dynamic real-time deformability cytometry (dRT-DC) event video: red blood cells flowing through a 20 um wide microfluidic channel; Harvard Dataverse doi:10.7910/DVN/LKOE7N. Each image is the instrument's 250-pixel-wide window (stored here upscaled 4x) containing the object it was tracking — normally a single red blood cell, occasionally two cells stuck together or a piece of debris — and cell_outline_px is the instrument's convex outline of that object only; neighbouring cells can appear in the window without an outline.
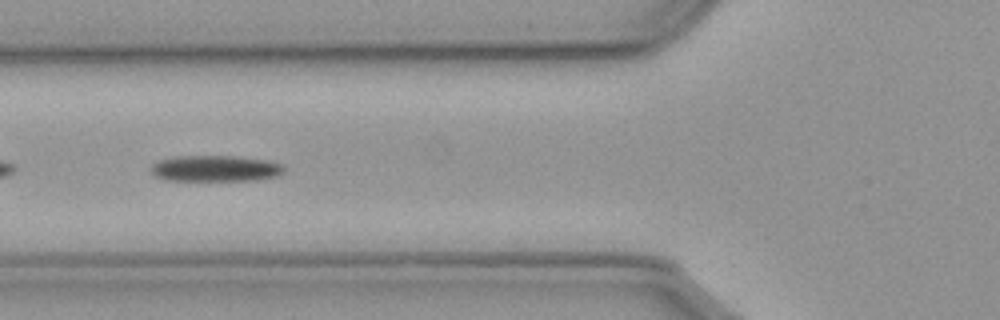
{"species": "common noctule bat (a hibernating species)", "species_latin": "Nyctalus noctula", "temperature_condition": "cold", "stored_images_in_passage": 56, "camera_frame_rate_fps": 3000, "um_per_image_px": 0.085, "animal": {"sex": "male", "body_mass_g": 23.1, "forearm_length_mm": 52.7}, "frame": {"image": 1, "passage_image": 20, "time_ms": 6.333, "image_size_px": [1000, 320], "cell_outline_px": [[284, 168], [276, 176], [256, 180], [164, 180], [156, 176], [152, 172], [152, 164], [160, 160], [176, 156], [232, 156], [268, 160], [284, 164]], "centroid_in_image_um": [18.31, 14.31], "position_along_channel_um": 107.5, "area_um2": 20.06}}
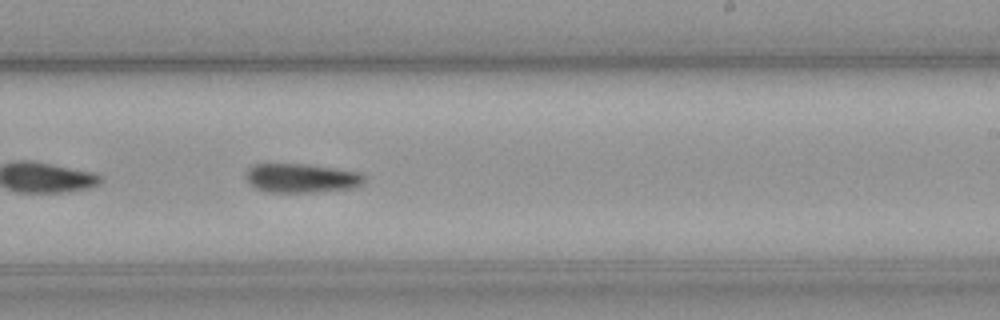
{"frame": {"image": 2, "passage_image": 33, "time_ms": 10.667, "image_size_px": [1000, 320], "cell_outline_px": [[364, 180], [360, 184], [352, 188], [312, 192], [264, 192], [256, 188], [244, 176], [248, 168], [256, 164], [300, 164], [356, 172], [364, 176]], "centroid_in_image_um": [25.54, 15.15], "position_along_channel_um": 263.5, "area_um2": 19.54}}
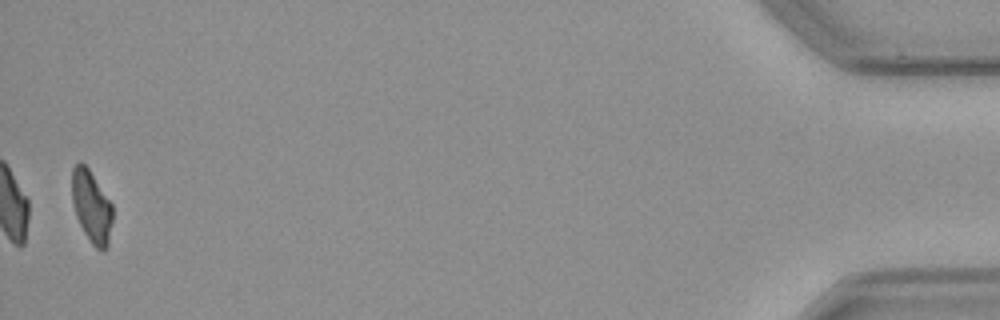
{"frame": {"image": 3, "passage_image": 55, "time_ms": 18.0, "image_size_px": [1000, 320], "cell_outline_px": [[112, 220], [108, 248], [104, 252], [100, 252], [92, 244], [84, 232], [76, 216], [72, 200], [72, 168], [80, 160], [88, 168], [112, 204]], "centroid_in_image_um": [7.78, 17.59], "position_along_channel_um": 427.4, "area_um2": 17.11}, "authors_computed_cell_mechanics": {"area_um2": 19.9121, "velocity_mm_per_s": 3.5917, "shape_relaxation_time_tau1_ms": 7.1421, "shape_relaxation_time_tau2_ms": null, "deformation_change_tau1": 0.1406, "deformation_change_tau2": null}}